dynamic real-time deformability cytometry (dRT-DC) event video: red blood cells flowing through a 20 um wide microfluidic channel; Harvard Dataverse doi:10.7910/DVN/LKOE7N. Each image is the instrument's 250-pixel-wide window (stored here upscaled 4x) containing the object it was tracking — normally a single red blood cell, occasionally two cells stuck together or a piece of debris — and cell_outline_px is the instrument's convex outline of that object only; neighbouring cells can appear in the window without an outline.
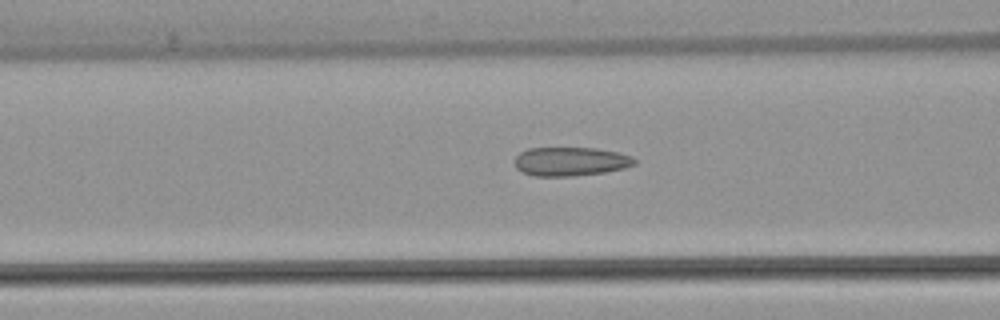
{"species": "common noctule bat (a hibernating species)", "species_latin": "Nyctalus noctula", "temperature_condition": "warm", "stored_images_in_passage": 26, "camera_frame_rate_fps": 3000, "um_per_image_px": 0.085, "animal": {"sex": "female", "body_mass_g": 22.7, "forearm_length_mm": 54.2}, "frame": {"image": 1, "passage_image": 11, "time_ms": 3.333, "image_size_px": [1000, 320], "cell_outline_px": [[636, 164], [624, 168], [604, 172], [572, 176], [532, 176], [516, 168], [516, 156], [520, 152], [528, 148], [596, 148], [620, 152], [632, 156], [636, 160]], "centroid_in_image_um": [48.53, 13.72], "position_along_channel_um": 118.1, "area_um2": 20.17}}
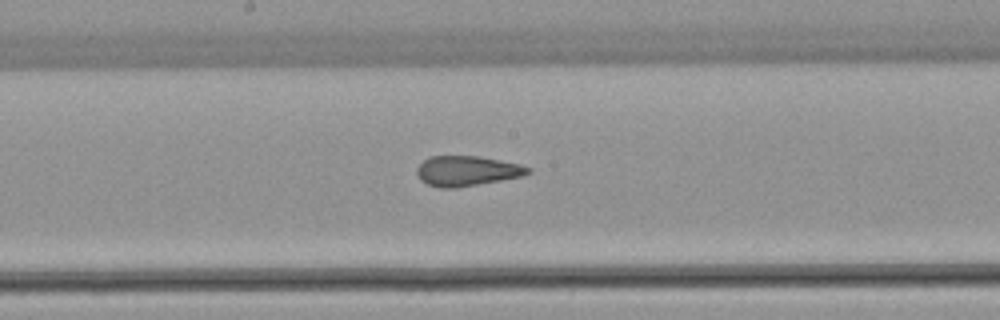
{"frame": {"image": 2, "passage_image": 18, "time_ms": 5.667, "image_size_px": [1000, 320], "cell_outline_px": [[532, 172], [524, 176], [456, 188], [440, 188], [428, 184], [420, 180], [416, 172], [416, 168], [424, 160], [432, 156], [480, 156], [520, 164], [532, 168]], "centroid_in_image_um": [39.71, 14.53], "position_along_channel_um": 208.5, "area_um2": 19.59}}
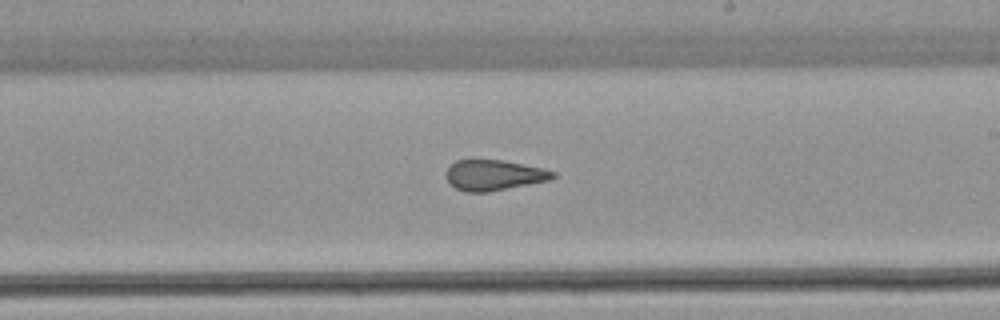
{"frame": {"image": 3, "passage_image": 21, "time_ms": 6.667, "image_size_px": [1000, 320], "cell_outline_px": [[556, 176], [548, 180], [488, 192], [464, 192], [456, 188], [444, 176], [444, 172], [456, 160], [504, 160], [544, 168], [556, 172]], "centroid_in_image_um": [41.97, 14.88], "position_along_channel_um": 247.0, "area_um2": 18.96}}